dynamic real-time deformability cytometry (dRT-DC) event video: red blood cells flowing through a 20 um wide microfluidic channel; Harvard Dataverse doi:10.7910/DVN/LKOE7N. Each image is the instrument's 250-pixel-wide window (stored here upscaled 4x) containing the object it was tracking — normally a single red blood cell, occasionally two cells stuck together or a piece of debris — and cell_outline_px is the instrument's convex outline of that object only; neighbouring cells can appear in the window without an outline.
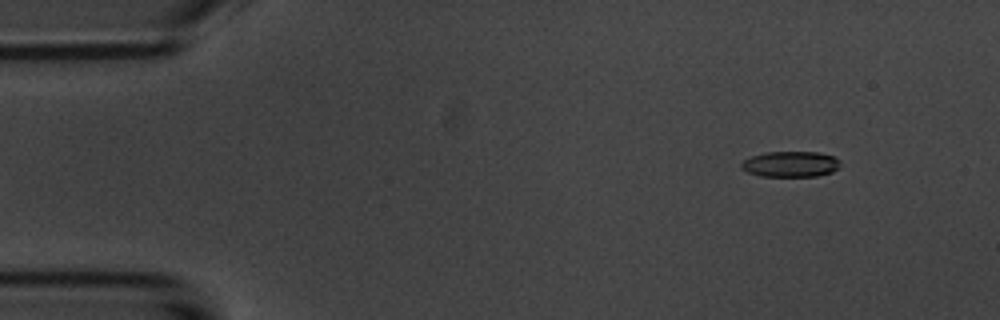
{"species": "common noctule bat (a hibernating species)", "species_latin": "Nyctalus noctula", "temperature_condition": "room temperature", "stored_images_in_passage": 4, "camera_frame_rate_fps": 3000, "um_per_image_px": 0.085, "animal": {"sex": "male", "body_mass_g": 20.1, "forearm_length_mm": 53.5}, "frame": {"image": 1, "passage_image": 2, "time_ms": 1.333, "image_size_px": [1000, 320], "cell_outline_px": [[840, 168], [832, 172], [816, 176], [760, 176], [748, 172], [740, 168], [740, 164], [744, 160], [752, 156], [764, 152], [820, 152], [836, 156], [840, 160]], "centroid_in_image_um": [67.23, 13.94], "position_along_channel_um": 17.8, "area_um2": 15.03}}
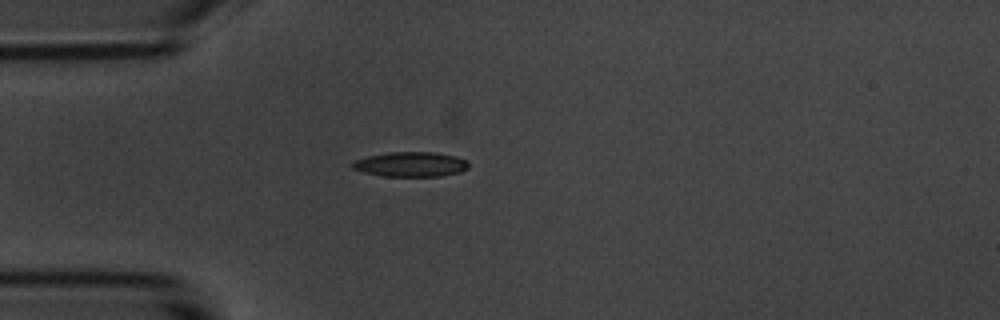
{"frame": {"image": 2, "passage_image": 4, "time_ms": 4.333, "image_size_px": [1000, 320], "cell_outline_px": [[468, 168], [460, 172], [440, 176], [384, 176], [364, 172], [352, 168], [352, 164], [356, 160], [368, 156], [388, 152], [432, 152], [456, 156], [464, 160], [468, 164]], "centroid_in_image_um": [34.91, 13.96], "position_along_channel_um": 50.1, "area_um2": 16.59}}